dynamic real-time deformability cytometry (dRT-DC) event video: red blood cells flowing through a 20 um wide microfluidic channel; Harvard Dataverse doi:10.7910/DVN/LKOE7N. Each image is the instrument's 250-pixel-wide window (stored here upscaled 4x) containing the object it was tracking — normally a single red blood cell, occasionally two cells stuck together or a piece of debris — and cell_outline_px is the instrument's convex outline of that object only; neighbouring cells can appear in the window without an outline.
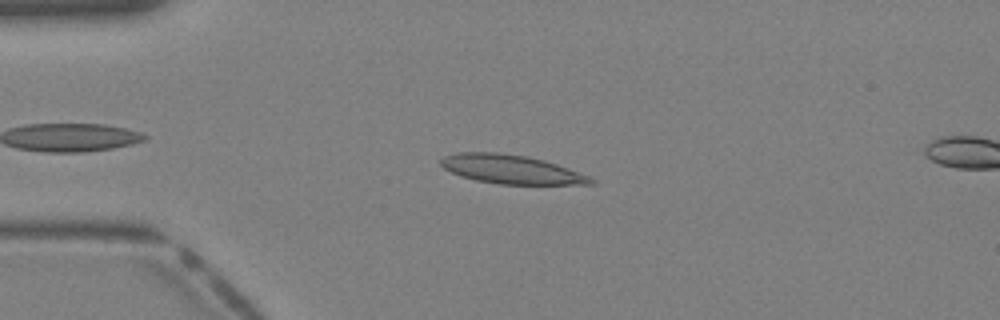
{"species": "Egyptian fruit bat (a non-hibernating species)", "species_latin": "Rousettus aegyptiacus", "temperature_condition": "warm", "stored_images_in_passage": 9, "camera_frame_rate_fps": 3000, "um_per_image_px": 0.085, "animal": {"sex": "female"}, "frame": {"image": 1, "passage_image": 6, "time_ms": 1.667, "image_size_px": [1000, 320], "cell_outline_px": [[596, 184], [500, 184], [476, 180], [460, 176], [444, 168], [440, 164], [440, 160], [444, 156], [456, 152], [500, 152], [528, 156], [544, 160], [568, 168], [588, 176], [596, 180]], "centroid_in_image_um": [43.43, 14.38], "position_along_channel_um": 41.6, "area_um2": 25.2}}